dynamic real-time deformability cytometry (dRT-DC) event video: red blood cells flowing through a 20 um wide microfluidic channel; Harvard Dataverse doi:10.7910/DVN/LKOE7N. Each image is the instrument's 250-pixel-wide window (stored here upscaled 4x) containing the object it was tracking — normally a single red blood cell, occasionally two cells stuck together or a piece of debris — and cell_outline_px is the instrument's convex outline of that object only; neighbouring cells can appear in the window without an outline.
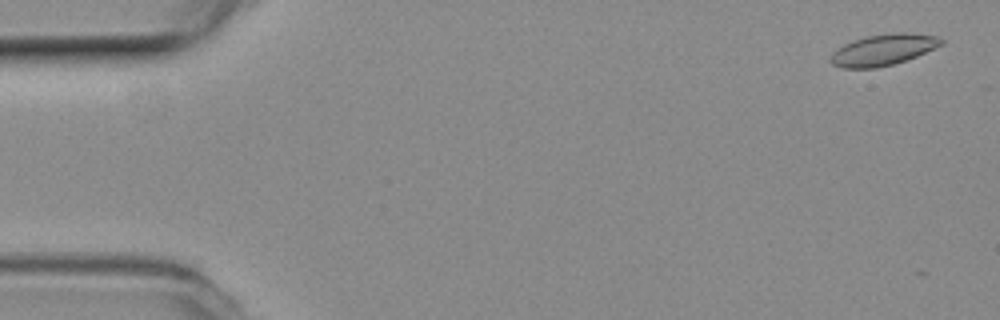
{"species": "common noctule bat (a hibernating species)", "species_latin": "Nyctalus noctula", "temperature_condition": "room temperature", "stored_images_in_passage": 7, "camera_frame_rate_fps": 3000, "um_per_image_px": 0.085, "animal": {"sex": "female", "body_mass_g": 19.3, "forearm_length_mm": 54.1}, "frame": {"image": 1, "passage_image": 2, "time_ms": 0.333, "image_size_px": [1000, 320], "cell_outline_px": [[944, 44], [916, 56], [892, 64], [876, 68], [844, 68], [832, 64], [828, 60], [832, 52], [836, 48], [852, 40], [868, 36], [892, 32], [904, 32], [936, 36], [944, 40]], "centroid_in_image_um": [75.04, 4.23], "position_along_channel_um": 10.0, "area_um2": 20.11}}